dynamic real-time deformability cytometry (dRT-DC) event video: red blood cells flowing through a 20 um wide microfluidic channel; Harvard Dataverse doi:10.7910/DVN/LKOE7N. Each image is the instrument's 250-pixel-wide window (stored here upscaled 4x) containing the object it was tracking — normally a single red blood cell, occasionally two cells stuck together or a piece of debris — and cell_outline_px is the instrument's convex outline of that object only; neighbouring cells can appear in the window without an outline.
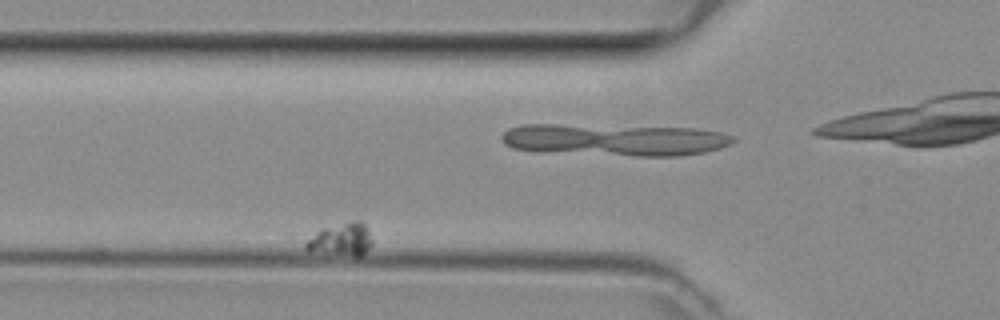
{"species": "common noctule bat (a hibernating species)", "species_latin": "Nyctalus noctula", "temperature_condition": "room temperature", "stored_images_in_passage": 11, "camera_frame_rate_fps": 3000, "um_per_image_px": 0.085, "animal": {"sex": "female", "body_mass_g": 29.2, "forearm_length_mm": 56.3}, "frame": {"image": 1, "passage_image": 5, "time_ms": 1.333, "image_size_px": [1000, 320], "cell_outline_px": [[372, 244], [360, 256], [356, 256], [308, 252], [304, 248], [304, 244], [316, 232], [324, 228], [352, 220], [360, 220], [368, 228], [372, 240]], "centroid_in_image_um": [28.99, 20.36], "position_along_channel_um": 96.8, "area_um2": 12.72}}